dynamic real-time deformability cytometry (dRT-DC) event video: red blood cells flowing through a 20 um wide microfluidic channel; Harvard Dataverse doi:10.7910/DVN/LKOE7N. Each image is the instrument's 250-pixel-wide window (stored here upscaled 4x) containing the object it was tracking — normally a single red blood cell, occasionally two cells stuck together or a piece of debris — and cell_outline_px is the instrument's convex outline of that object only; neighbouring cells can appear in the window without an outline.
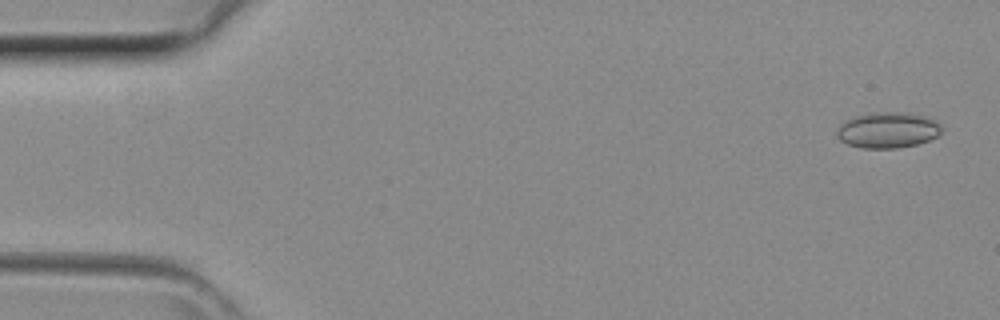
{"species": "common noctule bat (a hibernating species)", "species_latin": "Nyctalus noctula", "temperature_condition": "room temperature", "stored_images_in_passage": 43, "camera_frame_rate_fps": 3000, "um_per_image_px": 0.085, "animal": {"sex": "female", "body_mass_g": 29.2, "forearm_length_mm": 56.3}, "frame": {"image": 1, "passage_image": 2, "time_ms": 0.333, "image_size_px": [1000, 320], "cell_outline_px": [[940, 132], [936, 136], [928, 140], [916, 144], [896, 148], [860, 148], [848, 144], [840, 140], [836, 136], [836, 128], [844, 120], [868, 112], [912, 112], [928, 116], [936, 120], [940, 124]], "centroid_in_image_um": [75.43, 11.03], "position_along_channel_um": 9.6, "area_um2": 22.2}}
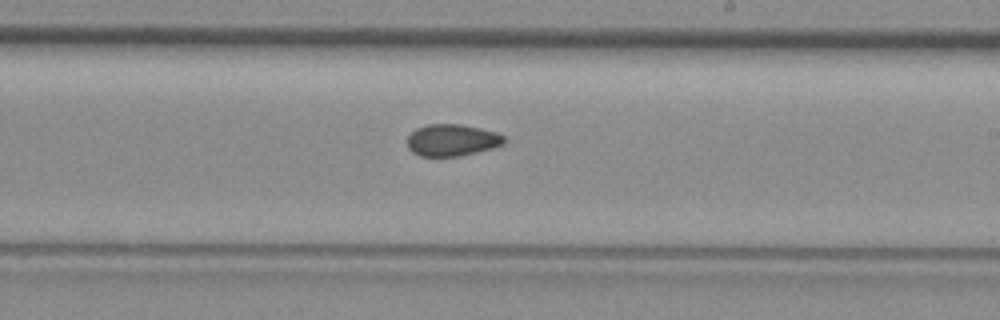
{"frame": {"image": 2, "passage_image": 25, "time_ms": 8.0, "image_size_px": [1000, 320], "cell_outline_px": [[504, 144], [492, 148], [460, 156], [420, 156], [412, 152], [408, 148], [408, 136], [416, 128], [428, 124], [460, 124], [480, 128], [496, 132], [504, 136]], "centroid_in_image_um": [38.41, 11.91], "position_along_channel_um": 250.6, "area_um2": 17.92}}
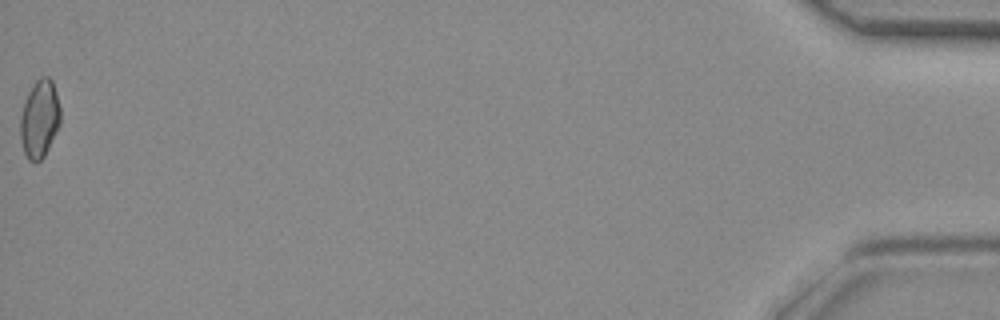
{"frame": {"image": 3, "passage_image": 43, "time_ms": 14.0, "image_size_px": [1000, 320], "cell_outline_px": [[60, 124], [44, 156], [40, 160], [28, 160], [24, 152], [20, 136], [20, 116], [28, 92], [36, 80], [40, 76], [48, 76], [52, 80], [56, 92], [60, 108]], "centroid_in_image_um": [3.36, 10.07], "position_along_channel_um": 431.8, "area_um2": 18.03}}